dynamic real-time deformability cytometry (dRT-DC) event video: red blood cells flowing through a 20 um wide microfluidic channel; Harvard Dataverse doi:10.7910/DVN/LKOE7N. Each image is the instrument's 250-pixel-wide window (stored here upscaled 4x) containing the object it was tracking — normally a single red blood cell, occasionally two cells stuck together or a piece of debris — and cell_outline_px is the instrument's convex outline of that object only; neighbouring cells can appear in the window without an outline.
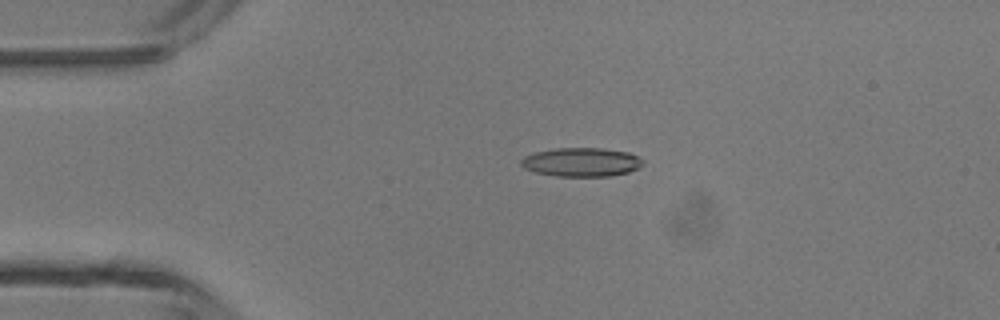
{"species": "common noctule bat (a hibernating species)", "species_latin": "Nyctalus noctula", "temperature_condition": "room temperature", "stored_images_in_passage": 38, "camera_frame_rate_fps": 3000, "um_per_image_px": 0.085, "animal": {"sex": "male", "body_mass_g": 13.3}, "frame": {"image": 1, "passage_image": 1, "time_ms": 0.0, "image_size_px": [1000, 320], "cell_outline_px": [[644, 164], [628, 172], [612, 176], [556, 176], [536, 172], [524, 168], [520, 164], [520, 160], [524, 156], [536, 152], [556, 148], [604, 148], [628, 152], [644, 160]], "centroid_in_image_um": [49.42, 13.78], "position_along_channel_um": 35.6, "area_um2": 20.46}}
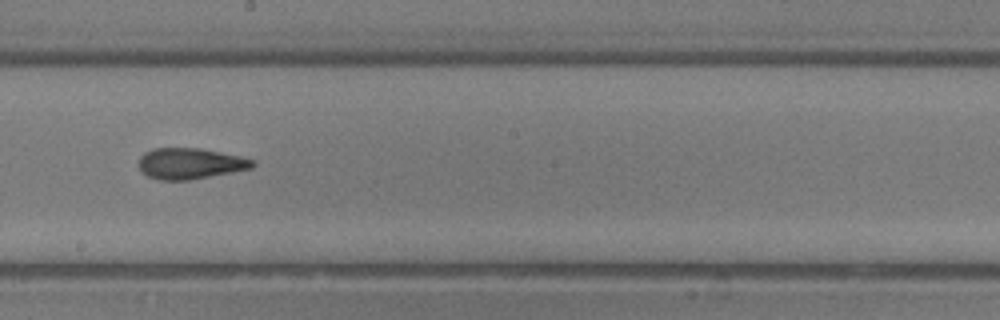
{"frame": {"image": 2, "passage_image": 17, "time_ms": 5.333, "image_size_px": [1000, 320], "cell_outline_px": [[256, 164], [252, 168], [232, 172], [188, 180], [160, 180], [148, 176], [140, 172], [140, 156], [144, 152], [152, 148], [200, 148], [240, 156], [256, 160]], "centroid_in_image_um": [16.17, 13.89], "position_along_channel_um": 232.0, "area_um2": 20.58}}
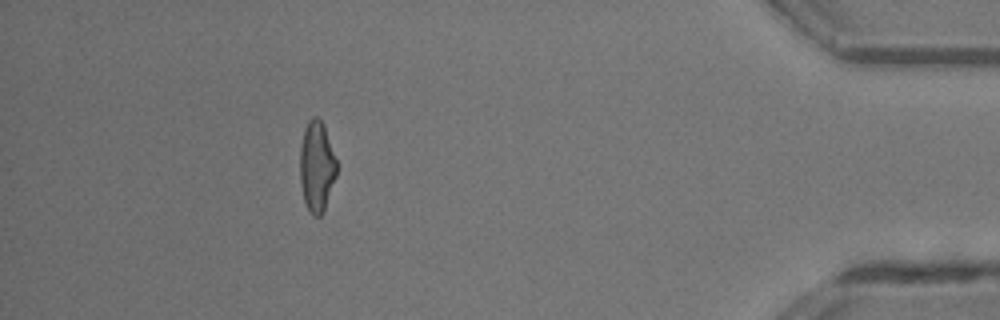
{"frame": {"image": 3, "passage_image": 33, "time_ms": 10.667, "image_size_px": [1000, 320], "cell_outline_px": [[340, 164], [324, 212], [320, 216], [312, 216], [308, 212], [304, 200], [300, 184], [300, 148], [304, 128], [308, 120], [312, 116], [316, 116], [320, 120], [324, 128]], "centroid_in_image_um": [26.94, 14.18], "position_along_channel_um": 408.3, "area_um2": 19.88}, "authors_computed_cell_mechanics": {"area_um2": 20.2589, "velocity_mm_per_s": 4.3839, "shape_relaxation_time_tau1_ms": 7.1059, "shape_relaxation_time_tau2_ms": 2.2755, "deformation_change_tau1": 0.1943, "deformation_change_tau2": 0.1183}}